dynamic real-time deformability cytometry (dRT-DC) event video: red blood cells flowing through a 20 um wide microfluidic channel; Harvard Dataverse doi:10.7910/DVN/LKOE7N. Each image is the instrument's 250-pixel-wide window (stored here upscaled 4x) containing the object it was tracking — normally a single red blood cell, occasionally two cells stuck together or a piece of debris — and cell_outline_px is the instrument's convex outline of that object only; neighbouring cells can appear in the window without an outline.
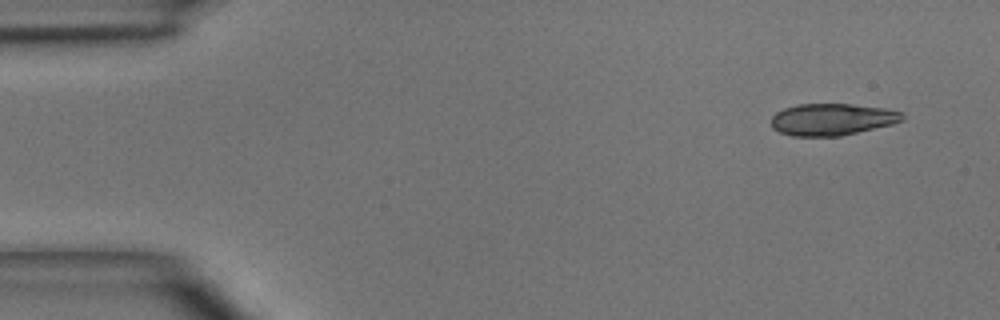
{"species": "common noctule bat (a hibernating species)", "species_latin": "Nyctalus noctula", "temperature_condition": "room temperature", "stored_images_in_passage": 4, "camera_frame_rate_fps": 3000, "um_per_image_px": 0.085, "animal": {"sex": "male", "body_mass_g": 15.6}, "frame": {"image": 1, "passage_image": 1, "time_ms": 0.0, "image_size_px": [1000, 320], "cell_outline_px": [[904, 120], [892, 124], [840, 136], [792, 136], [780, 132], [772, 128], [772, 116], [776, 112], [784, 108], [796, 104], [852, 104], [884, 108], [904, 112]], "centroid_in_image_um": [70.73, 10.14], "position_along_channel_um": 14.3, "area_um2": 24.39}}
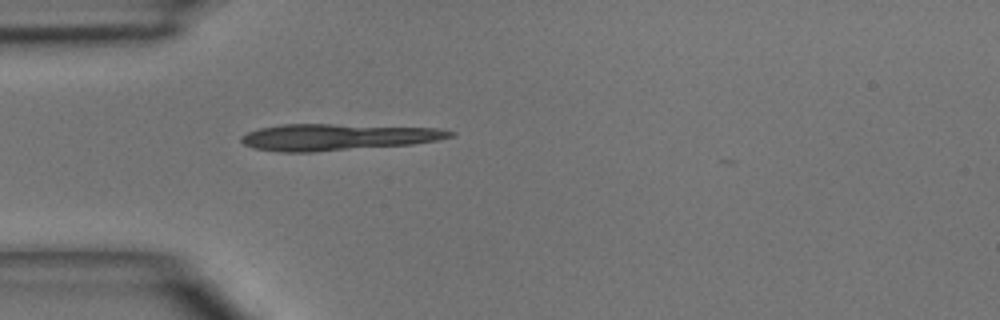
{"frame": {"image": 2, "passage_image": 4, "time_ms": 3.333, "image_size_px": [1000, 320], "cell_outline_px": [[456, 132], [452, 136], [440, 140], [412, 144], [316, 152], [280, 152], [252, 148], [244, 144], [240, 140], [240, 136], [248, 132], [260, 128], [284, 124], [332, 124], [440, 128]], "centroid_in_image_um": [28.68, 11.65], "position_along_channel_um": 56.3, "area_um2": 32.43}}